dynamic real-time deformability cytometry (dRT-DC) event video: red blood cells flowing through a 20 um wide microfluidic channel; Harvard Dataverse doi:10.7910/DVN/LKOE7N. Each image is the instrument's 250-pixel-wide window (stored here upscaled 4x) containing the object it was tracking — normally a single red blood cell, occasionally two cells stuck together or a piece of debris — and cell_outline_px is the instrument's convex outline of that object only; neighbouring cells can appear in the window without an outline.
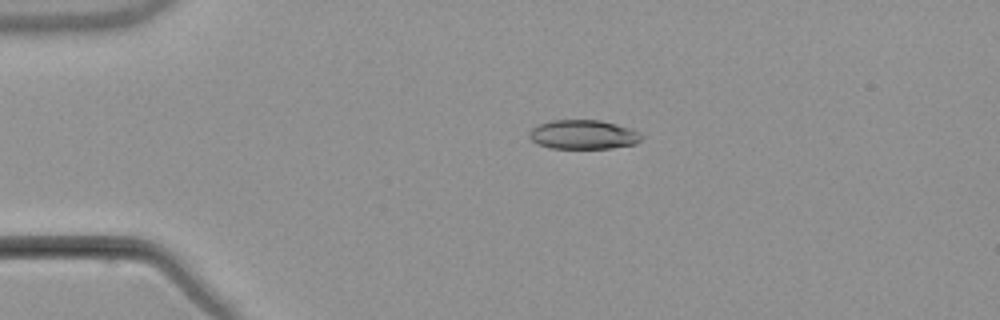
{"species": "common noctule bat (a hibernating species)", "species_latin": "Nyctalus noctula", "temperature_condition": "warm", "stored_images_in_passage": 4, "camera_frame_rate_fps": 3000, "um_per_image_px": 0.085, "animal": {"sex": "male", "body_mass_g": 21.5, "forearm_length_mm": 52.0}, "frame": {"image": 1, "passage_image": 3, "time_ms": 2.667, "image_size_px": [1000, 320], "cell_outline_px": [[644, 136], [636, 144], [612, 148], [552, 148], [536, 144], [528, 136], [528, 132], [536, 124], [552, 120], [600, 120], [616, 124], [640, 132]], "centroid_in_image_um": [49.55, 11.44], "position_along_channel_um": 35.4, "area_um2": 19.25}}